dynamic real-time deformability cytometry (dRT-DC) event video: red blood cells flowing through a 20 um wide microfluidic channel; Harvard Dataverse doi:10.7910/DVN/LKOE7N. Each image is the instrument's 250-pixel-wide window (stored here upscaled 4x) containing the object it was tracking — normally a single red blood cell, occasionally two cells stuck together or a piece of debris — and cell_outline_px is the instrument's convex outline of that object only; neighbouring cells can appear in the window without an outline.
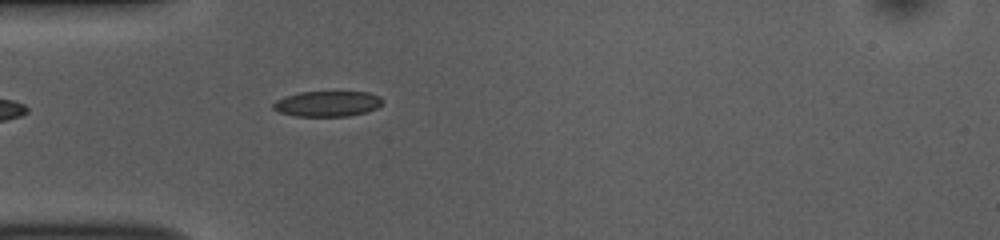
{"species": "common noctule bat (a hibernating species)", "species_latin": "Nyctalus noctula", "temperature_condition": "room temperature", "stored_images_in_passage": 39, "camera_frame_rate_fps": 3000, "um_per_image_px": 0.085, "animal": {"sex": "female", "body_mass_g": 10.0, "forearm_length_mm": 53.1}, "frame": {"image": 1, "passage_image": 1, "time_ms": 0.0, "image_size_px": [1000, 240], "cell_outline_px": [[384, 100], [376, 108], [364, 112], [348, 116], [296, 116], [280, 112], [272, 108], [272, 104], [276, 100], [284, 96], [300, 92], [368, 92], [380, 96]], "centroid_in_image_um": [27.81, 8.81], "position_along_channel_um": 57.2, "area_um2": 16.18}}
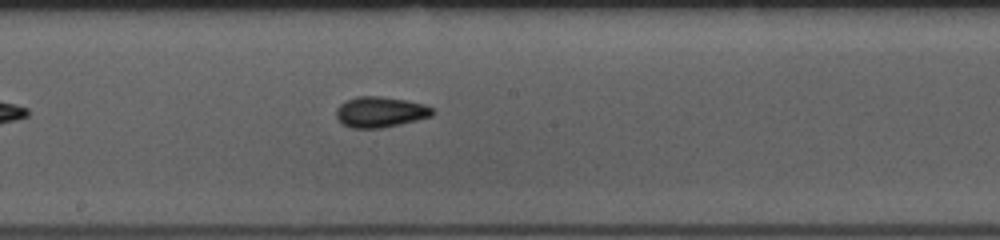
{"frame": {"image": 2, "passage_image": 14, "time_ms": 4.333, "image_size_px": [1000, 240], "cell_outline_px": [[436, 112], [432, 116], [400, 124], [380, 128], [352, 128], [340, 124], [336, 116], [336, 108], [340, 104], [356, 96], [380, 96], [404, 100], [424, 104], [432, 108]], "centroid_in_image_um": [32.3, 9.52], "position_along_channel_um": 215.9, "area_um2": 17.22}}
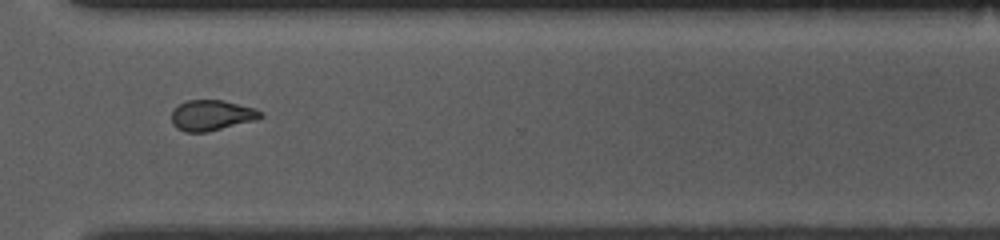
{"frame": {"image": 3, "passage_image": 25, "time_ms": 8.0, "image_size_px": [1000, 240], "cell_outline_px": [[264, 116], [256, 120], [208, 132], [184, 132], [176, 128], [172, 124], [172, 112], [180, 104], [188, 100], [220, 100], [256, 108], [264, 112]], "centroid_in_image_um": [18.02, 9.81], "position_along_channel_um": 352.6, "area_um2": 15.9}, "authors_computed_cell_mechanics": {"area_um2": 16.4152, "velocity_mm_per_s": 3.7409, "shape_relaxation_time_tau1_ms": 3.8715, "shape_relaxation_time_tau2_ms": 3.937, "deformation_change_tau1": 0.1139, "deformation_change_tau2": 0.0943}}